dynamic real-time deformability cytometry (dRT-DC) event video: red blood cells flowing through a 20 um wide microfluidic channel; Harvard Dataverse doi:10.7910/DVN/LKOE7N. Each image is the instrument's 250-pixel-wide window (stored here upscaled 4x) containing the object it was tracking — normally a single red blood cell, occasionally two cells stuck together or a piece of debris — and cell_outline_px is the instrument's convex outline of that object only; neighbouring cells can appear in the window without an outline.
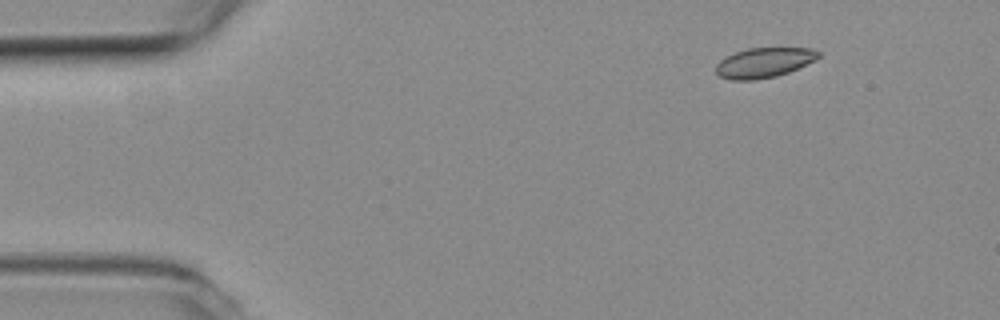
{"species": "common noctule bat (a hibernating species)", "species_latin": "Nyctalus noctula", "temperature_condition": "room temperature", "stored_images_in_passage": 3, "camera_frame_rate_fps": 3000, "um_per_image_px": 0.085, "animal": {"sex": "female", "body_mass_g": 19.3, "forearm_length_mm": 54.1}, "frame": {"image": 1, "passage_image": 1, "time_ms": 0.0, "image_size_px": [1000, 320], "cell_outline_px": [[820, 56], [788, 72], [776, 76], [756, 80], [728, 80], [720, 76], [716, 72], [716, 64], [724, 56], [748, 48], [812, 48], [820, 52]], "centroid_in_image_um": [64.88, 5.32], "position_along_channel_um": 20.1, "area_um2": 17.74}}
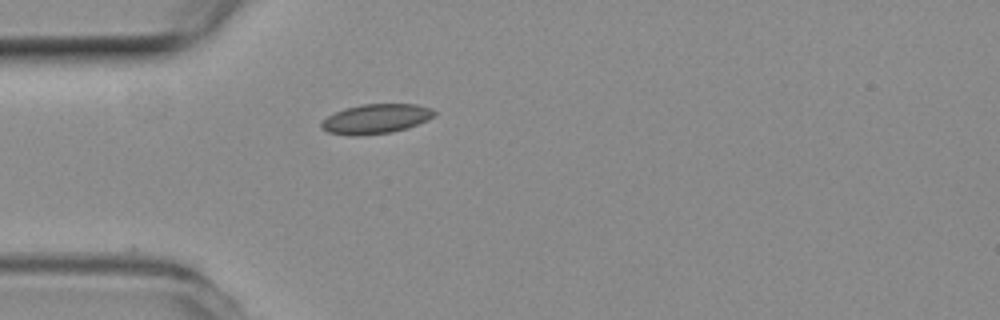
{"frame": {"image": 2, "passage_image": 3, "time_ms": 0.667, "image_size_px": [1000, 320], "cell_outline_px": [[436, 112], [428, 120], [408, 128], [392, 132], [356, 136], [328, 132], [320, 128], [320, 124], [328, 116], [344, 108], [364, 104], [416, 104], [432, 108]], "centroid_in_image_um": [31.96, 10.1], "position_along_channel_um": 53.0, "area_um2": 19.42}}